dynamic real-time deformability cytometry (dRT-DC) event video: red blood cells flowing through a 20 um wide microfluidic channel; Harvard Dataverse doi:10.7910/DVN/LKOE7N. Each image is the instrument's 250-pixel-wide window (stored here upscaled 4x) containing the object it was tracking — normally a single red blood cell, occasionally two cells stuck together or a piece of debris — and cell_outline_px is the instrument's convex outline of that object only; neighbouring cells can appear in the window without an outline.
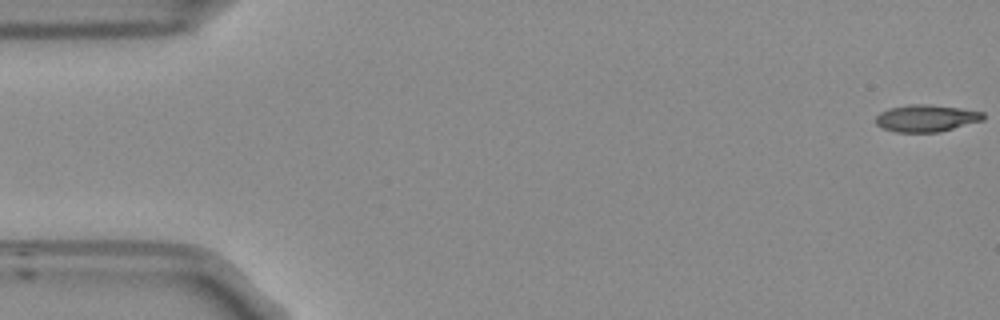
{"species": "Egyptian fruit bat (a non-hibernating species)", "species_latin": "Rousettus aegyptiacus", "temperature_condition": "room temperature", "stored_images_in_passage": 54, "camera_frame_rate_fps": 3000, "um_per_image_px": 0.085, "frame": {"image": 1, "passage_image": 1, "time_ms": 0.0, "image_size_px": [1000, 320], "cell_outline_px": [[984, 120], [940, 132], [896, 132], [884, 128], [876, 124], [876, 116], [880, 112], [888, 108], [912, 104], [924, 104], [960, 108], [984, 112]], "centroid_in_image_um": [78.74, 10.05], "position_along_channel_um": 6.3, "area_um2": 16.88}}
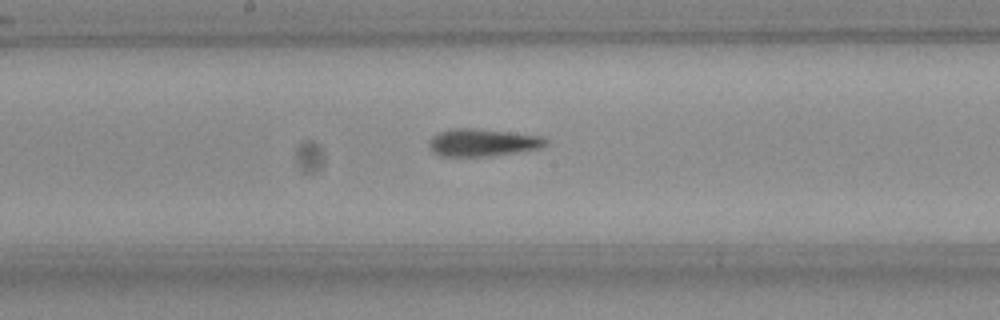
{"frame": {"image": 2, "passage_image": 28, "time_ms": 9.0, "image_size_px": [1000, 320], "cell_outline_px": [[548, 144], [536, 148], [488, 156], [440, 156], [432, 152], [428, 144], [432, 136], [440, 132], [452, 128], [472, 128], [540, 136]], "centroid_in_image_um": [40.91, 12.11], "position_along_channel_um": 207.3, "area_um2": 18.15}}
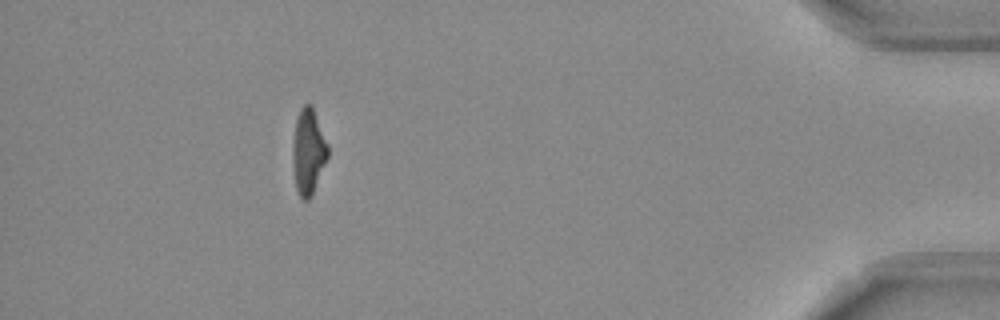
{"frame": {"image": 3, "passage_image": 49, "time_ms": 16.0, "image_size_px": [1000, 320], "cell_outline_px": [[328, 156], [312, 196], [308, 200], [304, 200], [300, 196], [296, 188], [292, 164], [292, 144], [296, 120], [300, 108], [304, 104], [312, 104], [328, 144]], "centroid_in_image_um": [26.2, 12.87], "position_along_channel_um": 409.0, "area_um2": 17.69}, "authors_computed_cell_mechanics": {"area_um2": 17.8891, "velocity_mm_per_s": 3.7557, "shape_relaxation_time_tau1_ms": 3.3909, "shape_relaxation_time_tau2_ms": 1.8573, "deformation_change_tau1": 0.1849, "deformation_change_tau2": 0.1304}}